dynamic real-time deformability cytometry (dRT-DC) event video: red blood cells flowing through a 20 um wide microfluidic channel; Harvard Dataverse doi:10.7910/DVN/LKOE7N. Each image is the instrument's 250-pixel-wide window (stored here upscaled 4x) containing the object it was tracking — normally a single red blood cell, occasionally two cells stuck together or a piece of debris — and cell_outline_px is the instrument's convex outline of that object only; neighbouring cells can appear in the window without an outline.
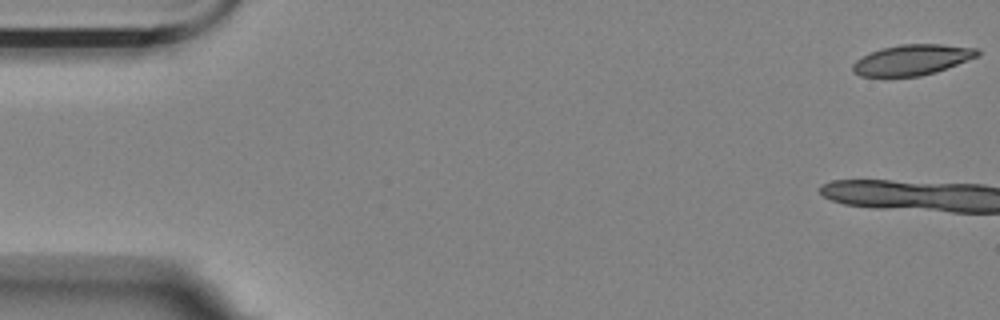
{"species": "Egyptian fruit bat (a non-hibernating species)", "species_latin": "Rousettus aegyptiacus", "temperature_condition": "room temperature", "stored_images_in_passage": 12, "camera_frame_rate_fps": 3000, "um_per_image_px": 0.085, "animal": {"sex": "female"}, "frame": {"image": 1, "passage_image": 1, "time_ms": 0.0, "image_size_px": [1000, 320], "cell_outline_px": [[980, 56], [936, 72], [920, 76], [884, 80], [860, 76], [852, 72], [852, 64], [856, 60], [880, 48], [900, 44], [940, 44], [980, 48]], "centroid_in_image_um": [77.49, 5.14], "position_along_channel_um": 7.5, "area_um2": 23.18}}